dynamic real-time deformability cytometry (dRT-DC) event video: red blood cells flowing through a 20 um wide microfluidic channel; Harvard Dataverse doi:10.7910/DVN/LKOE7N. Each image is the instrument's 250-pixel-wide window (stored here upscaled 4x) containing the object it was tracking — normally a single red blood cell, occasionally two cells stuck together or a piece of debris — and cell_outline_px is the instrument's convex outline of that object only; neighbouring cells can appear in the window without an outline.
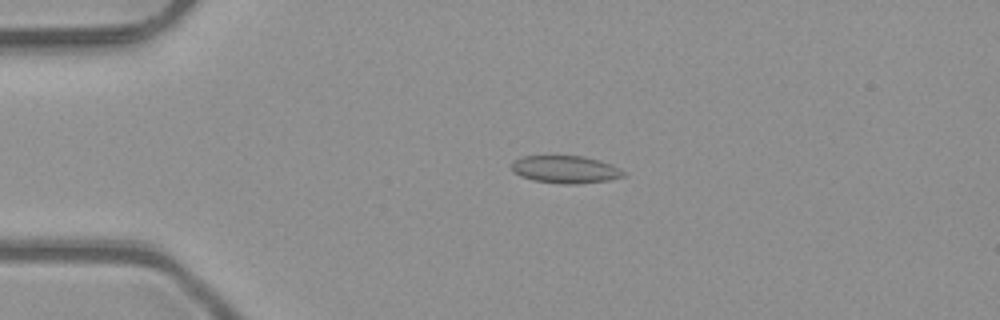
{"species": "common noctule bat (a hibernating species)", "species_latin": "Nyctalus noctula", "temperature_condition": "room temperature", "stored_images_in_passage": 40, "camera_frame_rate_fps": 3000, "um_per_image_px": 0.085, "animal": {"sex": "male", "body_mass_g": 23.1, "forearm_length_mm": 52.7}, "frame": {"image": 1, "passage_image": 1, "time_ms": 0.0, "image_size_px": [1000, 320], "cell_outline_px": [[624, 176], [608, 180], [576, 184], [560, 184], [532, 180], [520, 176], [512, 168], [512, 164], [516, 160], [524, 156], [584, 156], [600, 160], [612, 164], [620, 168], [624, 172]], "centroid_in_image_um": [48.09, 14.4], "position_along_channel_um": 36.9, "area_um2": 17.86}}
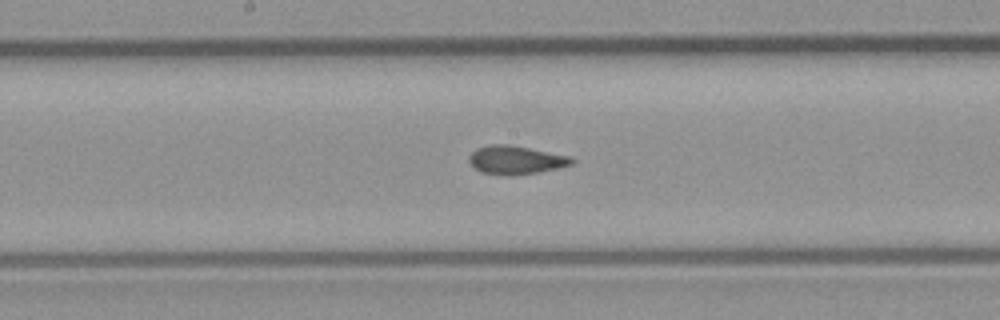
{"frame": {"image": 2, "passage_image": 16, "time_ms": 5.0, "image_size_px": [1000, 320], "cell_outline_px": [[576, 160], [572, 164], [560, 168], [540, 172], [512, 176], [504, 176], [480, 172], [472, 168], [468, 160], [468, 156], [476, 148], [492, 144], [504, 144], [528, 148], [572, 156]], "centroid_in_image_um": [43.83, 13.62], "position_along_channel_um": 204.4, "area_um2": 17.4}}
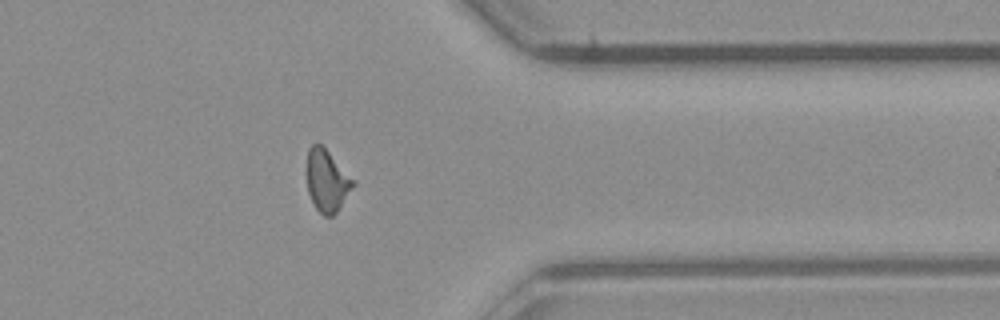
{"frame": {"image": 3, "passage_image": 30, "time_ms": 9.667, "image_size_px": [1000, 320], "cell_outline_px": [[356, 184], [336, 212], [332, 216], [324, 216], [316, 208], [308, 192], [308, 148], [312, 144], [320, 144], [356, 180]], "centroid_in_image_um": [27.83, 15.37], "position_along_channel_um": 383.6, "area_um2": 16.42}, "authors_computed_cell_mechanics": {"area_um2": 16.5886, "velocity_mm_per_s": 4.0754, "shape_relaxation_time_tau1_ms": null, "shape_relaxation_time_tau2_ms": 1.426, "deformation_change_tau1": null, "deformation_change_tau2": 0.0661}}